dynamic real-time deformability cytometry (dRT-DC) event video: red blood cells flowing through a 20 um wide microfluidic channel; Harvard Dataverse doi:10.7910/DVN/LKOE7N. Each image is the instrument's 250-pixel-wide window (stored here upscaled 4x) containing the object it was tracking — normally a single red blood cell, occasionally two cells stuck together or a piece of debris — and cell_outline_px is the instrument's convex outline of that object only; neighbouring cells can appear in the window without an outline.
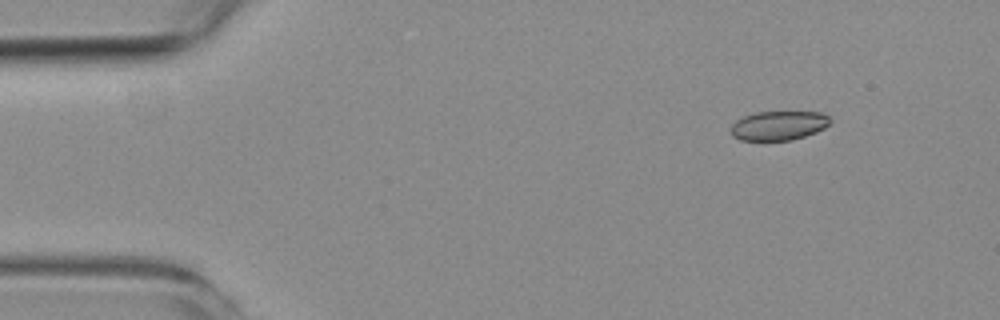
{"species": "common noctule bat (a hibernating species)", "species_latin": "Nyctalus noctula", "temperature_condition": "room temperature", "stored_images_in_passage": 3, "camera_frame_rate_fps": 3000, "um_per_image_px": 0.085, "animal": {"sex": "female", "body_mass_g": 19.3, "forearm_length_mm": 54.1}, "frame": {"image": 1, "passage_image": 1, "time_ms": 0.0, "image_size_px": [1000, 320], "cell_outline_px": [[828, 124], [824, 128], [816, 132], [792, 140], [740, 140], [732, 136], [732, 124], [736, 120], [752, 112], [820, 112], [828, 116]], "centroid_in_image_um": [66.15, 10.67], "position_along_channel_um": 18.9, "area_um2": 16.76}}
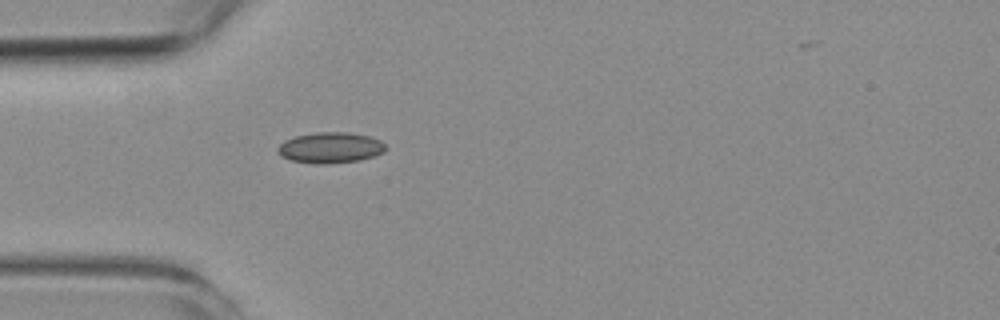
{"frame": {"image": 2, "passage_image": 3, "time_ms": 3.333, "image_size_px": [1000, 320], "cell_outline_px": [[388, 148], [384, 152], [376, 156], [360, 160], [324, 164], [316, 164], [292, 160], [280, 156], [276, 152], [276, 148], [284, 140], [296, 136], [316, 132], [348, 132], [368, 136], [380, 140]], "centroid_in_image_um": [28.08, 12.55], "position_along_channel_um": 56.9, "area_um2": 19.54}}